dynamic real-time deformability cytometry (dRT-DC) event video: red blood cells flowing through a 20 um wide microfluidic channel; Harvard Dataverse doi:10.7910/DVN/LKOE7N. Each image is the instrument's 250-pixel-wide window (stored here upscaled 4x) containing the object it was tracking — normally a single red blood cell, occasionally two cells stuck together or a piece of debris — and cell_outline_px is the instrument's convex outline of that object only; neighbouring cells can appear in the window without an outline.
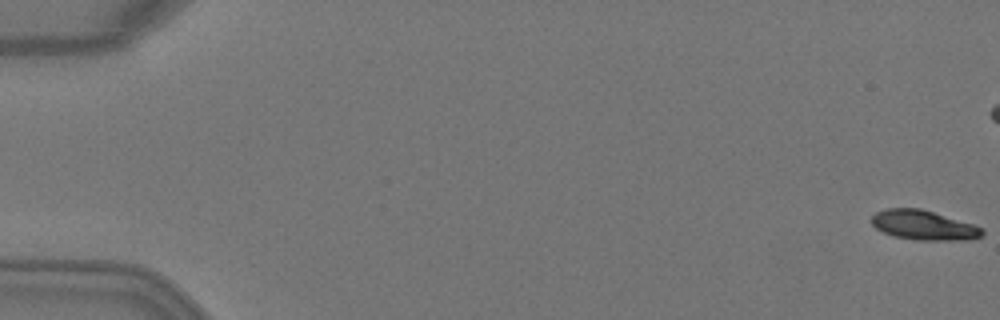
{"species": "Egyptian fruit bat (a non-hibernating species)", "species_latin": "Rousettus aegyptiacus", "temperature_condition": "warm", "stored_images_in_passage": 3, "camera_frame_rate_fps": 3000, "um_per_image_px": 0.085, "animal": {"sex": "female"}, "frame": {"image": 1, "passage_image": 1, "time_ms": 0.0, "image_size_px": [1000, 320], "cell_outline_px": [[984, 232], [980, 236], [968, 240], [916, 240], [896, 236], [884, 232], [876, 228], [872, 224], [872, 216], [876, 212], [888, 208], [920, 208], [972, 224], [984, 228]], "centroid_in_image_um": [78.51, 19.14], "position_along_channel_um": 6.5, "area_um2": 18.84}}